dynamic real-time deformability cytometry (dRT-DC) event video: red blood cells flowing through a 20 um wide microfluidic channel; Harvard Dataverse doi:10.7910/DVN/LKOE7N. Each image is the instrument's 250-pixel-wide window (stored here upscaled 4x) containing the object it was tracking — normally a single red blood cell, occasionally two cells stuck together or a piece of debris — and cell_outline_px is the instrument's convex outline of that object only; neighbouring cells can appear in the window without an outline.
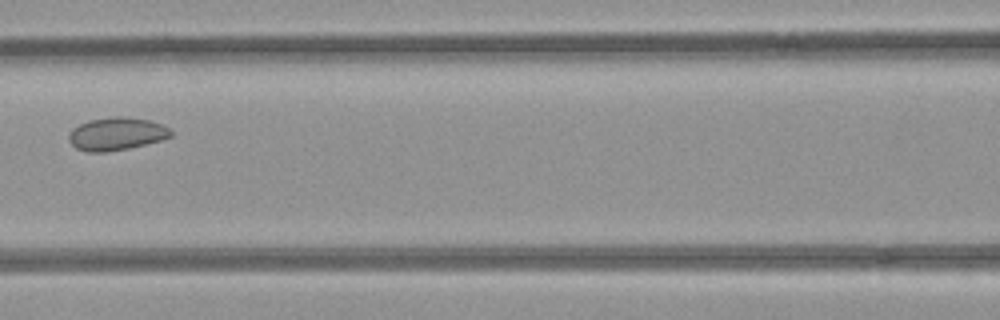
{"species": "common noctule bat (a hibernating species)", "species_latin": "Nyctalus noctula", "temperature_condition": "room temperature", "stored_images_in_passage": 6, "camera_frame_rate_fps": 3000, "um_per_image_px": 0.085, "animal": {"sex": "female", "body_mass_g": 21.9}, "frame": {"image": 1, "passage_image": 5, "time_ms": 1.333, "image_size_px": [1000, 320], "cell_outline_px": [[172, 136], [160, 140], [128, 148], [104, 152], [88, 152], [76, 148], [68, 140], [68, 136], [72, 128], [88, 120], [116, 116], [124, 116], [148, 120], [160, 124], [168, 128], [172, 132]], "centroid_in_image_um": [9.87, 11.37], "position_along_channel_um": 156.7, "area_um2": 19.36}}
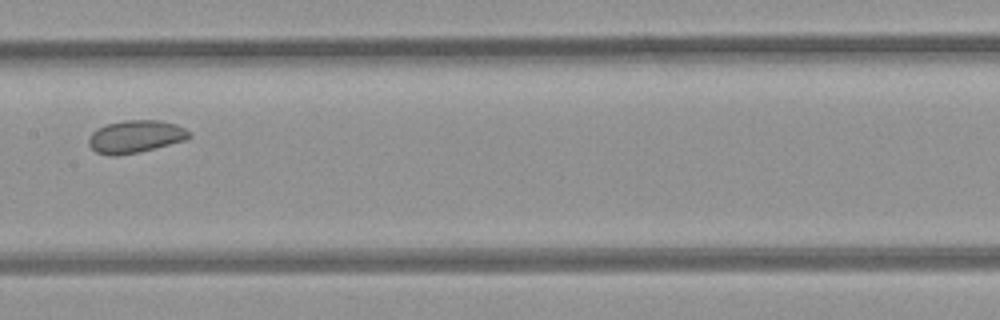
{"frame": {"image": 2, "passage_image": 6, "time_ms": 1.667, "image_size_px": [1000, 320], "cell_outline_px": [[192, 136], [188, 140], [140, 152], [116, 156], [112, 156], [96, 152], [88, 144], [88, 140], [92, 132], [96, 128], [104, 124], [124, 120], [160, 120], [176, 124], [192, 132]], "centroid_in_image_um": [11.54, 11.6], "position_along_channel_um": 195.9, "area_um2": 19.48}}